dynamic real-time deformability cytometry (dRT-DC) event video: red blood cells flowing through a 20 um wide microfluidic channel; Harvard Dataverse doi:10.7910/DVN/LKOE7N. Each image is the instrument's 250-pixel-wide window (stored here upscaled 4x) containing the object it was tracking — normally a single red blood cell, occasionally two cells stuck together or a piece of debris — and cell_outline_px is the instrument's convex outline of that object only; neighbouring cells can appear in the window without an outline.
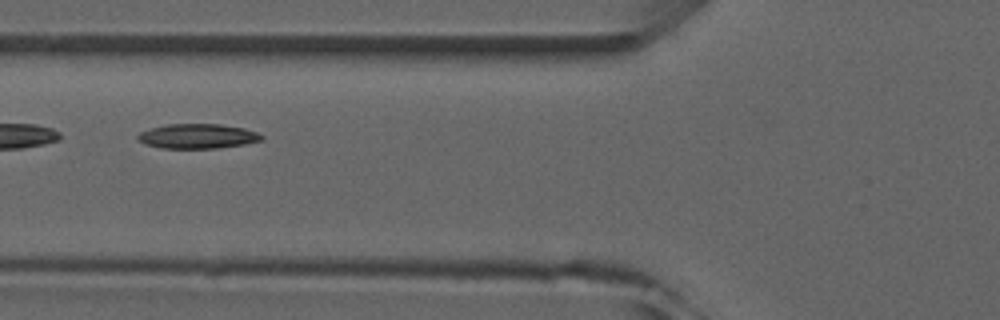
{"species": "common noctule bat (a hibernating species)", "species_latin": "Nyctalus noctula", "temperature_condition": "room temperature", "stored_images_in_passage": 2, "camera_frame_rate_fps": 3000, "um_per_image_px": 0.085, "animal": {"sex": "male", "forearm_length_mm": 52.5}, "frame": {"image": 1, "passage_image": 2, "time_ms": 1.0, "image_size_px": [1000, 320], "cell_outline_px": [[264, 140], [244, 144], [216, 148], [160, 148], [144, 144], [136, 136], [140, 132], [152, 128], [168, 124], [220, 124], [244, 128], [256, 132], [264, 136]], "centroid_in_image_um": [16.81, 11.58], "position_along_channel_um": 109.0, "area_um2": 17.74}}